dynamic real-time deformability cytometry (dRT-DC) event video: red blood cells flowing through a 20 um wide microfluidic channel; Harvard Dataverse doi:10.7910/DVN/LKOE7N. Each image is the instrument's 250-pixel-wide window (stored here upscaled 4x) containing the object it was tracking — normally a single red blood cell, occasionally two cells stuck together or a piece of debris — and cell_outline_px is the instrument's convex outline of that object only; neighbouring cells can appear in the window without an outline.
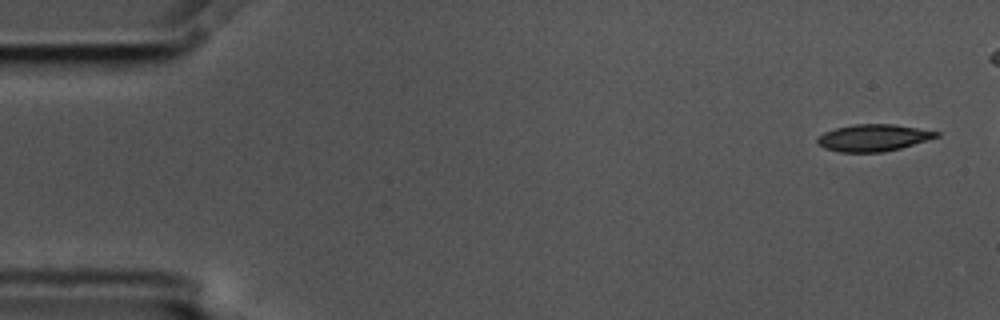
{"species": "common noctule bat (a hibernating species)", "species_latin": "Nyctalus noctula", "temperature_condition": "cold", "stored_images_in_passage": 7, "camera_frame_rate_fps": 3000, "um_per_image_px": 0.085, "animal": {"sex": "male", "body_mass_g": 17.5, "forearm_length_mm": 52.3}, "frame": {"image": 1, "passage_image": 1, "time_ms": 0.0, "image_size_px": [1000, 320], "cell_outline_px": [[940, 136], [928, 140], [900, 148], [884, 152], [840, 152], [824, 148], [816, 144], [816, 140], [824, 132], [836, 128], [852, 124], [892, 124], [940, 132]], "centroid_in_image_um": [74.21, 11.71], "position_along_channel_um": 10.8, "area_um2": 18.61}}